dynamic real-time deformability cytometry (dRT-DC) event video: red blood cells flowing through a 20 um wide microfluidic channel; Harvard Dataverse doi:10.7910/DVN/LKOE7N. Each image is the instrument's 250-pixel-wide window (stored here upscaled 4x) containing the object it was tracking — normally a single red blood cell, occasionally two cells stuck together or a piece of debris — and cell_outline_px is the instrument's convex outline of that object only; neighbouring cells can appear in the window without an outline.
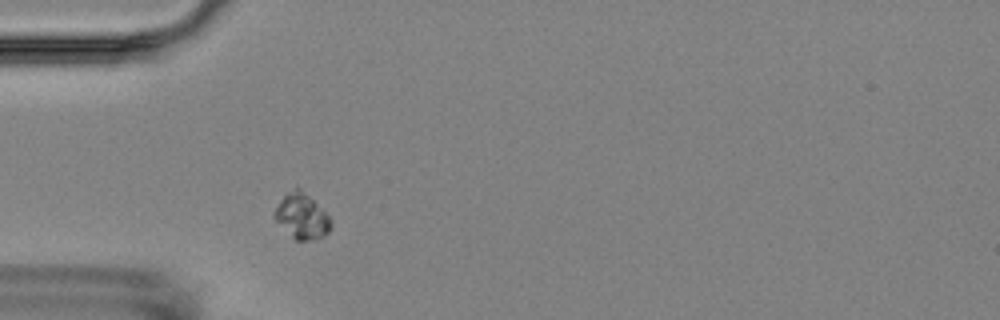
{"species": "Egyptian fruit bat (a non-hibernating species)", "species_latin": "Rousettus aegyptiacus", "temperature_condition": "room temperature", "stored_images_in_passage": 1, "camera_frame_rate_fps": 3000, "um_per_image_px": 0.085, "animal": {"sex": "female"}, "frame": {"image": 1, "passage_image": 1, "time_ms": 0.0, "image_size_px": [1000, 320], "cell_outline_px": [[332, 228], [324, 236], [316, 240], [296, 240], [272, 216], [272, 212], [280, 200], [296, 184], [332, 220]], "centroid_in_image_um": [25.65, 18.37], "position_along_channel_um": 59.4, "area_um2": 14.74}}